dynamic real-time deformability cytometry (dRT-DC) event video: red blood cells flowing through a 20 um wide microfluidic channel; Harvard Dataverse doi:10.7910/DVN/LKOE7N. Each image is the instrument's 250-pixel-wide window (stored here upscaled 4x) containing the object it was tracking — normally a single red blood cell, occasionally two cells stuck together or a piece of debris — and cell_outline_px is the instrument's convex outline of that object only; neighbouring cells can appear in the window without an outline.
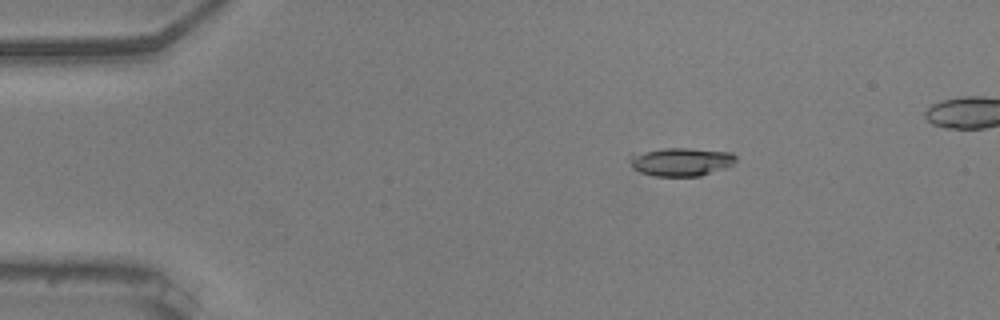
{"species": "common noctule bat (a hibernating species)", "species_latin": "Nyctalus noctula", "temperature_condition": "warm", "stored_images_in_passage": 37, "camera_frame_rate_fps": 3000, "um_per_image_px": 0.085, "animal": {"sex": "male", "body_mass_g": 20.5, "forearm_length_mm": 52.5}, "frame": {"image": 1, "passage_image": 2, "time_ms": 0.333, "image_size_px": [1000, 320], "cell_outline_px": [[736, 160], [732, 164], [724, 168], [700, 176], [652, 176], [640, 172], [632, 168], [628, 160], [628, 156], [664, 148], [688, 148], [732, 152], [736, 156]], "centroid_in_image_um": [57.88, 13.76], "position_along_channel_um": 27.1, "area_um2": 17.46}}
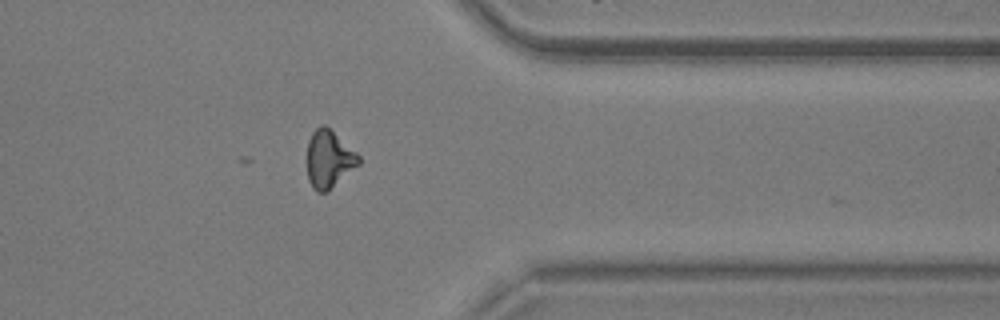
{"frame": {"image": 2, "passage_image": 37, "time_ms": 12.0, "image_size_px": [1000, 320], "cell_outline_px": [[360, 164], [328, 192], [316, 192], [312, 188], [308, 180], [308, 140], [312, 132], [320, 124], [324, 124], [356, 152], [360, 156]], "centroid_in_image_um": [27.96, 13.55], "position_along_channel_um": 383.4, "area_um2": 17.34}}